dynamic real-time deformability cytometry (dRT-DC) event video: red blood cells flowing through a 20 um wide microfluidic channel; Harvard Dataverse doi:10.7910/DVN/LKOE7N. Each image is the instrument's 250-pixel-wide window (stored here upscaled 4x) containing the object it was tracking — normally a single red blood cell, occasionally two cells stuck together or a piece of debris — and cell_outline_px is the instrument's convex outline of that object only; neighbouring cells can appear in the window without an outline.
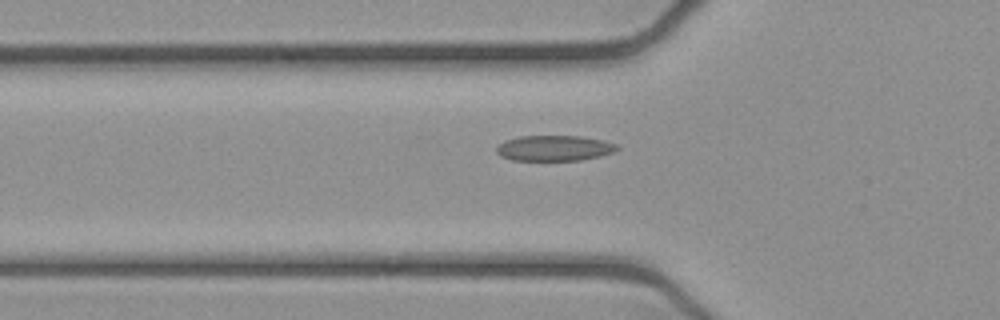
{"species": "common noctule bat (a hibernating species)", "species_latin": "Nyctalus noctula", "temperature_condition": "cold", "stored_images_in_passage": 39, "camera_frame_rate_fps": 3000, "um_per_image_px": 0.085, "animal": {"sex": "female", "body_mass_g": 21.9}, "frame": {"image": 1, "passage_image": 9, "time_ms": 2.667, "image_size_px": [1000, 320], "cell_outline_px": [[620, 148], [612, 152], [600, 156], [580, 160], [512, 160], [500, 156], [496, 152], [496, 148], [504, 140], [520, 136], [580, 136], [604, 140], [620, 144]], "centroid_in_image_um": [47.14, 12.58], "position_along_channel_um": 78.7, "area_um2": 18.03}}
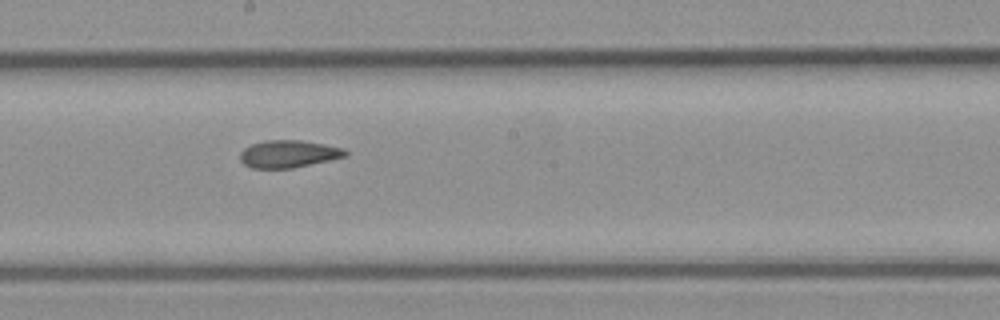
{"frame": {"image": 2, "passage_image": 20, "time_ms": 6.333, "image_size_px": [1000, 320], "cell_outline_px": [[348, 156], [292, 168], [252, 168], [244, 164], [240, 160], [240, 152], [244, 148], [252, 144], [264, 140], [300, 140], [324, 144], [344, 148], [348, 152]], "centroid_in_image_um": [24.53, 13.08], "position_along_channel_um": 223.7, "area_um2": 16.82}}
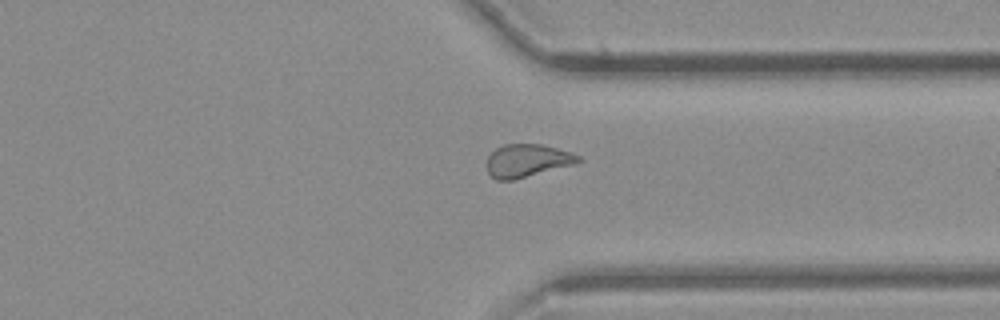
{"frame": {"image": 3, "passage_image": 31, "time_ms": 10.0, "image_size_px": [1000, 320], "cell_outline_px": [[584, 160], [576, 164], [512, 180], [496, 180], [488, 172], [488, 156], [496, 148], [504, 144], [540, 144], [572, 152], [580, 156]], "centroid_in_image_um": [44.86, 13.65], "position_along_channel_um": 366.5, "area_um2": 17.51}}